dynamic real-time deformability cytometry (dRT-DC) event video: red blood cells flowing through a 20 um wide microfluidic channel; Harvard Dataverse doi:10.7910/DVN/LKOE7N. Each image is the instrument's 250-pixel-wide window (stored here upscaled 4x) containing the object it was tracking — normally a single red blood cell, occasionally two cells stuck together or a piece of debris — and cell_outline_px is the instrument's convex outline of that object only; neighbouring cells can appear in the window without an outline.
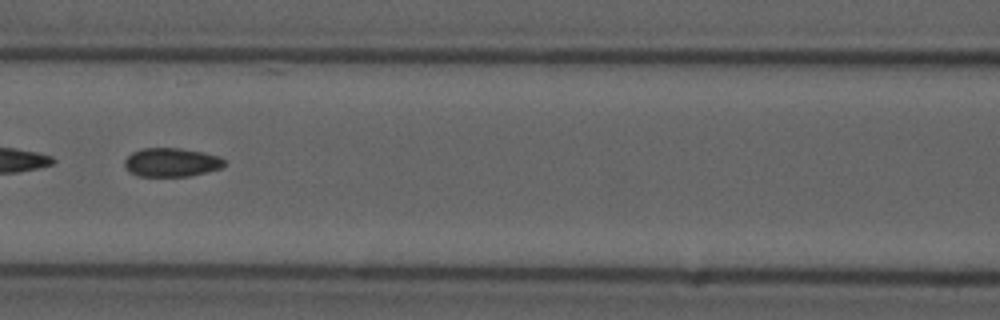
{"species": "common noctule bat (a hibernating species)", "species_latin": "Nyctalus noctula", "temperature_condition": "cold", "stored_images_in_passage": 53, "segment_of_instrument_passage": [2, 2], "camera_frame_rate_fps": 3000, "um_per_image_px": 0.085, "animal": {"sex": "male", "forearm_length_mm": 52.5}, "frame": {"image": 1, "passage_image": 24, "time_ms": 7.667, "image_size_px": [1000, 320], "cell_outline_px": [[224, 164], [220, 168], [188, 176], [136, 176], [128, 172], [124, 164], [124, 160], [132, 152], [144, 148], [180, 148], [200, 152], [216, 156], [224, 160]], "centroid_in_image_um": [14.49, 13.8], "position_along_channel_um": 152.1, "area_um2": 16.47}}
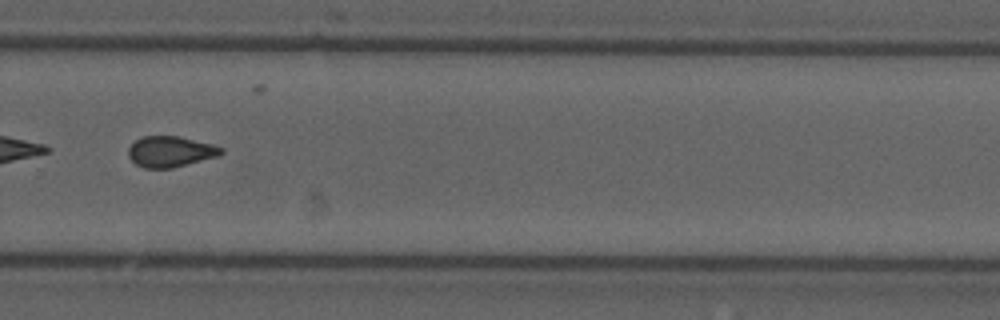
{"frame": {"image": 2, "passage_image": 37, "time_ms": 12.0, "image_size_px": [1000, 320], "cell_outline_px": [[224, 152], [220, 156], [172, 168], [144, 168], [136, 164], [128, 156], [128, 148], [136, 140], [144, 136], [176, 136], [212, 144], [224, 148]], "centroid_in_image_um": [14.51, 12.89], "position_along_channel_um": 315.3, "area_um2": 16.65}}